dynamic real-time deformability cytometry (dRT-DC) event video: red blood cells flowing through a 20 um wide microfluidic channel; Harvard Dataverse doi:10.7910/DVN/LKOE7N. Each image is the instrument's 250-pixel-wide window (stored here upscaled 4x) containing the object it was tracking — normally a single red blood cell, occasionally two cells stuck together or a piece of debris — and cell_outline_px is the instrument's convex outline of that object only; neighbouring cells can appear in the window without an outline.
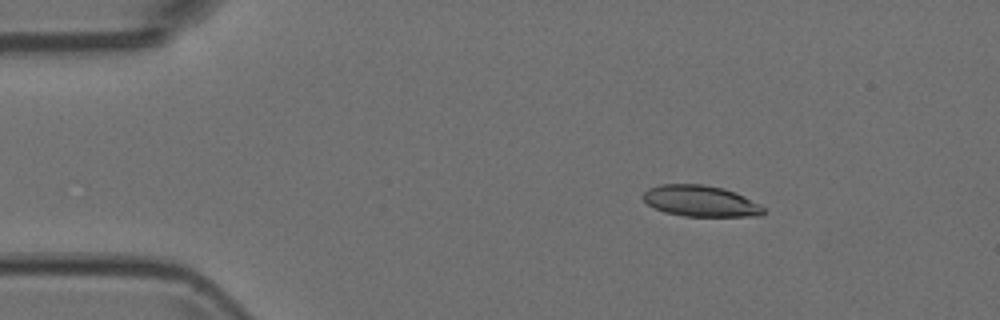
{"species": "Egyptian fruit bat (a non-hibernating species)", "species_latin": "Rousettus aegyptiacus", "temperature_condition": "room temperature", "stored_images_in_passage": 5, "camera_frame_rate_fps": 3000, "um_per_image_px": 0.085, "animal": {"sex": "female"}, "frame": {"image": 1, "passage_image": 3, "time_ms": 0.667, "image_size_px": [1000, 320], "cell_outline_px": [[764, 212], [760, 216], [684, 216], [664, 212], [648, 204], [644, 200], [644, 192], [648, 188], [660, 184], [700, 184], [724, 188], [736, 192], [760, 204], [764, 208]], "centroid_in_image_um": [59.56, 17.08], "position_along_channel_um": 25.4, "area_um2": 21.79}}